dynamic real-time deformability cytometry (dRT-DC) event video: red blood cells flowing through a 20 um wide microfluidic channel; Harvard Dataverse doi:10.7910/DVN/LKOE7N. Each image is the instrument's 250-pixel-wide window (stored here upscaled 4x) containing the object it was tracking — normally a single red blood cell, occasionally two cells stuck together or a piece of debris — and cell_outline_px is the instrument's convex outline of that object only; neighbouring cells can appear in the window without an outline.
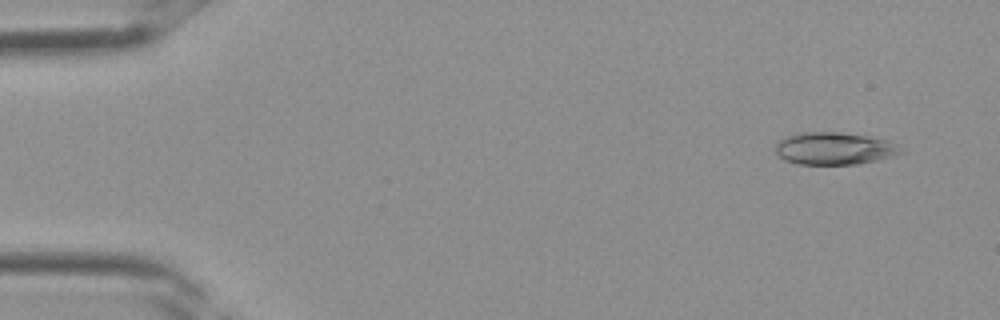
{"species": "Egyptian fruit bat (a non-hibernating species)", "species_latin": "Rousettus aegyptiacus", "temperature_condition": "room temperature", "stored_images_in_passage": 2, "camera_frame_rate_fps": 3000, "um_per_image_px": 0.085, "frame": {"image": 1, "passage_image": 1, "time_ms": 0.0, "image_size_px": [1000, 320], "cell_outline_px": [[908, 152], [896, 156], [856, 164], [800, 164], [784, 160], [776, 152], [776, 144], [784, 136], [800, 132], [840, 132], [888, 140], [896, 144]], "centroid_in_image_um": [70.96, 12.62], "position_along_channel_um": 14.0, "area_um2": 23.76}}